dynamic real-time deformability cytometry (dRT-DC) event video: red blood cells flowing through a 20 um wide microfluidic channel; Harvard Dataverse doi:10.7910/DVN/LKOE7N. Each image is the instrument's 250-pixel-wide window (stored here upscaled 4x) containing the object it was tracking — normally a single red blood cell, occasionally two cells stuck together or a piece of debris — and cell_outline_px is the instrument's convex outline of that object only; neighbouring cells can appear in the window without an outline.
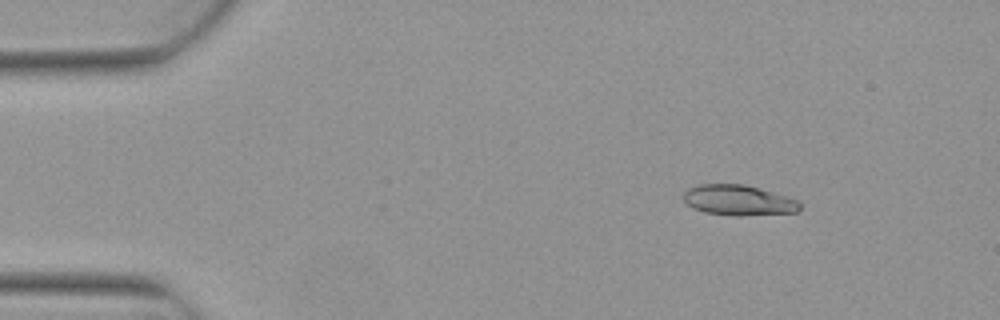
{"species": "Egyptian fruit bat (a non-hibernating species)", "species_latin": "Rousettus aegyptiacus", "temperature_condition": "warm", "stored_images_in_passage": 5, "camera_frame_rate_fps": 3000, "um_per_image_px": 0.085, "animal": {"sex": "female"}, "frame": {"image": 1, "passage_image": 1, "time_ms": 0.0, "image_size_px": [1000, 320], "cell_outline_px": [[800, 208], [796, 212], [740, 216], [732, 216], [704, 212], [692, 208], [684, 200], [684, 192], [688, 188], [696, 184], [744, 184], [788, 196], [800, 200]], "centroid_in_image_um": [62.77, 17.02], "position_along_channel_um": 22.2, "area_um2": 20.81}}
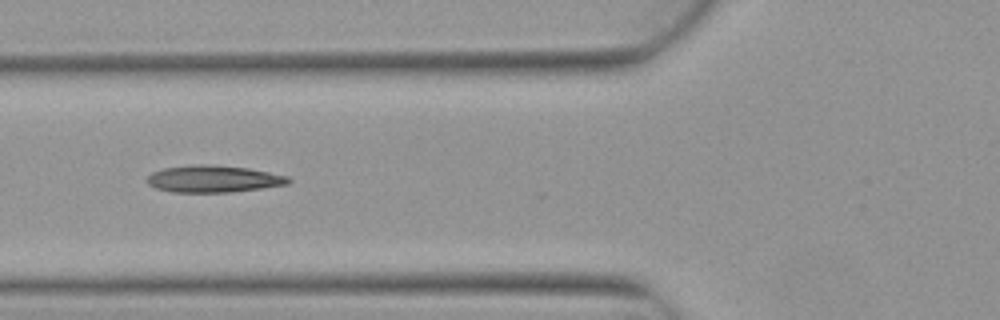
{"frame": {"image": 2, "passage_image": 4, "time_ms": 1.0, "image_size_px": [1000, 320], "cell_outline_px": [[292, 180], [288, 184], [260, 188], [228, 192], [172, 192], [156, 188], [148, 184], [144, 180], [152, 172], [164, 168], [192, 164], [208, 164], [248, 168], [288, 176]], "centroid_in_image_um": [18.1, 15.2], "position_along_channel_um": 107.7, "area_um2": 22.2}}
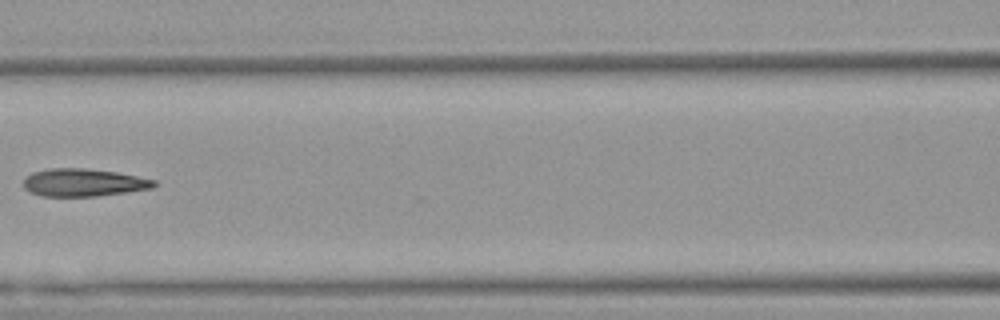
{"frame": {"image": 3, "passage_image": 5, "time_ms": 1.333, "image_size_px": [1000, 320], "cell_outline_px": [[156, 184], [152, 188], [128, 192], [96, 196], [40, 196], [24, 188], [24, 176], [32, 172], [48, 168], [84, 168], [116, 172], [156, 180]], "centroid_in_image_um": [7.07, 15.51], "position_along_channel_um": 159.5, "area_um2": 21.1}}